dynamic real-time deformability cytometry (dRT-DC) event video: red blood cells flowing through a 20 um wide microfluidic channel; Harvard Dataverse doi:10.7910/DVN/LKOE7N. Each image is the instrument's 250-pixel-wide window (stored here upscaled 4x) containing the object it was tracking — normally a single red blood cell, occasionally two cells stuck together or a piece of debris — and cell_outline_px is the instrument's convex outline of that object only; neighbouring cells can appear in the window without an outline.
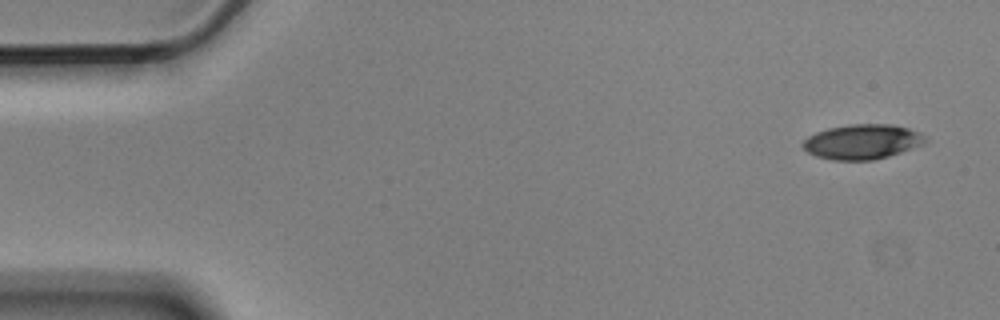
{"species": "Egyptian fruit bat (a non-hibernating species)", "species_latin": "Rousettus aegyptiacus", "temperature_condition": "cold", "stored_images_in_passage": 3, "camera_frame_rate_fps": 3000, "um_per_image_px": 0.085, "animal": {"sex": "male"}, "frame": {"image": 1, "passage_image": 1, "time_ms": 0.0, "image_size_px": [1000, 320], "cell_outline_px": [[928, 140], [924, 144], [888, 156], [872, 160], [832, 160], [816, 156], [808, 152], [800, 144], [808, 136], [816, 132], [828, 128], [852, 124], [892, 124], [908, 128], [920, 132]], "centroid_in_image_um": [73.29, 12.04], "position_along_channel_um": 11.7, "area_um2": 24.85}}